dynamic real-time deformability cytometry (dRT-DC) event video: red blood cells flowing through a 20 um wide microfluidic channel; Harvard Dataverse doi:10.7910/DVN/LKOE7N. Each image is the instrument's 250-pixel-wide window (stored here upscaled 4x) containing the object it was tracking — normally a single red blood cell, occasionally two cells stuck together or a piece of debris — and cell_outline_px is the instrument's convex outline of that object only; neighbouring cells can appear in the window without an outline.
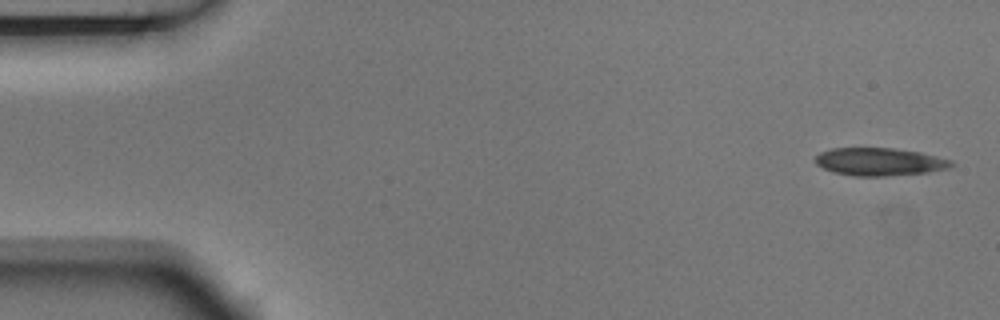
{"species": "Egyptian fruit bat (a non-hibernating species)", "species_latin": "Rousettus aegyptiacus", "temperature_condition": "room temperature", "stored_images_in_passage": 5, "camera_frame_rate_fps": 3000, "um_per_image_px": 0.085, "animal": {"sex": "male"}, "frame": {"image": 1, "passage_image": 1, "time_ms": 0.0, "image_size_px": [1000, 320], "cell_outline_px": [[952, 164], [948, 168], [928, 172], [884, 176], [856, 176], [832, 172], [816, 164], [816, 156], [820, 152], [832, 148], [892, 148], [920, 152], [952, 160]], "centroid_in_image_um": [74.74, 13.75], "position_along_channel_um": 10.3, "area_um2": 21.85}}
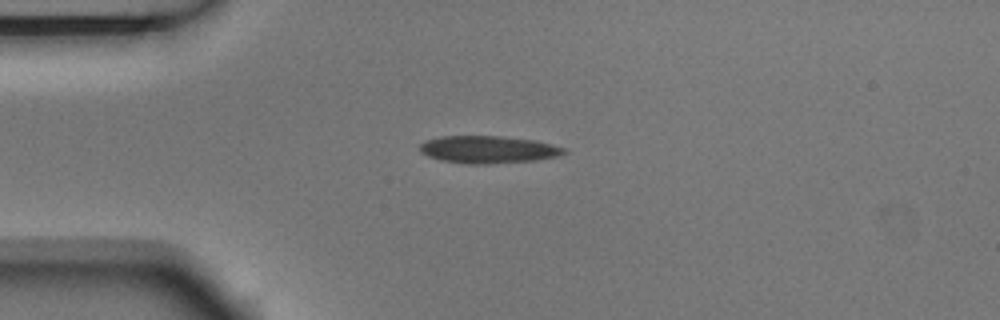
{"frame": {"image": 2, "passage_image": 4, "time_ms": 1.0, "image_size_px": [1000, 320], "cell_outline_px": [[568, 152], [560, 156], [536, 160], [484, 164], [468, 164], [444, 160], [428, 156], [420, 152], [420, 144], [428, 140], [440, 136], [504, 136], [536, 140], [564, 148]], "centroid_in_image_um": [41.53, 12.7], "position_along_channel_um": 43.5, "area_um2": 22.95}}